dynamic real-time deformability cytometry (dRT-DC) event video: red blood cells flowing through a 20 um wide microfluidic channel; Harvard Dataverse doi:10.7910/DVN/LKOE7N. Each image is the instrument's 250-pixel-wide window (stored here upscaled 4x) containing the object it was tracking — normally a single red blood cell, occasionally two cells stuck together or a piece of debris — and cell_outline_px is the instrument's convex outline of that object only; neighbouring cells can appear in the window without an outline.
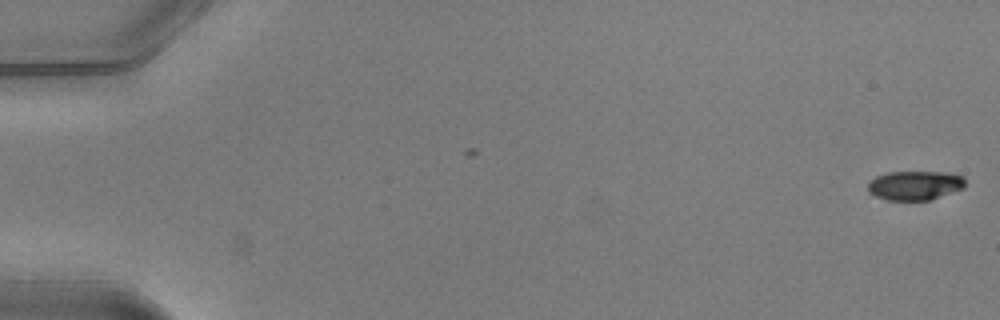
{"species": "common noctule bat (a hibernating species)", "species_latin": "Nyctalus noctula", "temperature_condition": "warm", "stored_images_in_passage": 3, "camera_frame_rate_fps": 3000, "um_per_image_px": 0.085, "animal": {"sex": "male", "body_mass_g": 20.5, "forearm_length_mm": 52.5}, "frame": {"image": 1, "passage_image": 3, "time_ms": 0.667, "image_size_px": [1000, 320], "cell_outline_px": [[964, 188], [928, 200], [888, 200], [876, 196], [868, 192], [868, 184], [876, 176], [888, 172], [944, 172], [964, 176]], "centroid_in_image_um": [77.76, 15.75], "position_along_channel_um": 7.2, "area_um2": 16.42}}